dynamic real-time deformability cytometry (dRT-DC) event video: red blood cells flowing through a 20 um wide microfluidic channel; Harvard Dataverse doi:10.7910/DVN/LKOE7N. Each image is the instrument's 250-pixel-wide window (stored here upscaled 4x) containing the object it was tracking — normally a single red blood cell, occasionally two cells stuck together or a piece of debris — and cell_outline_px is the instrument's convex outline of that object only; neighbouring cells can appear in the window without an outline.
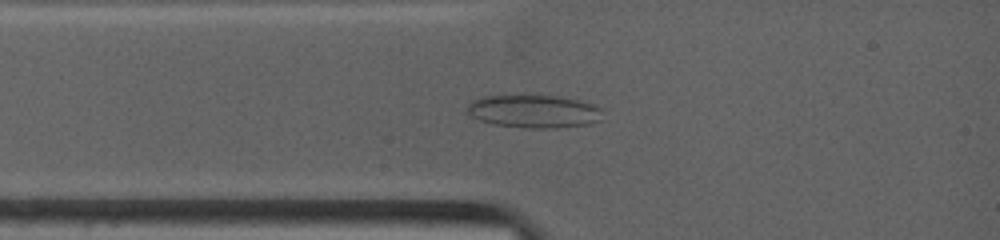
{"species": "common noctule bat (a hibernating species)", "species_latin": "Nyctalus noctula", "temperature_condition": "warm", "stored_images_in_passage": 47, "camera_frame_rate_fps": 4500, "um_per_image_px": 0.085, "animal": {"sex": "female", "body_mass_g": 19.0, "forearm_length_mm": 53.3}, "frame": {"image": 1, "passage_image": 11, "time_ms": 1.778, "image_size_px": [1000, 240], "cell_outline_px": [[604, 120], [588, 124], [548, 128], [524, 128], [492, 124], [480, 120], [464, 112], [468, 104], [472, 100], [484, 96], [520, 92], [556, 96], [580, 100], [596, 104], [600, 108]], "centroid_in_image_um": [45.34, 9.41], "position_along_channel_um": 39.7, "area_um2": 27.22}}
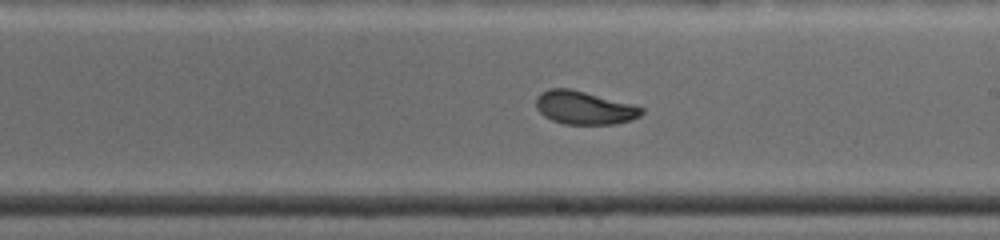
{"frame": {"image": 2, "passage_image": 27, "time_ms": 6.889, "image_size_px": [1000, 240], "cell_outline_px": [[644, 112], [640, 116], [632, 120], [616, 124], [564, 124], [552, 120], [544, 116], [536, 108], [536, 96], [540, 92], [548, 88], [572, 88], [636, 104], [644, 108]], "centroid_in_image_um": [49.69, 9.14], "position_along_channel_um": 239.3, "area_um2": 20.98}}
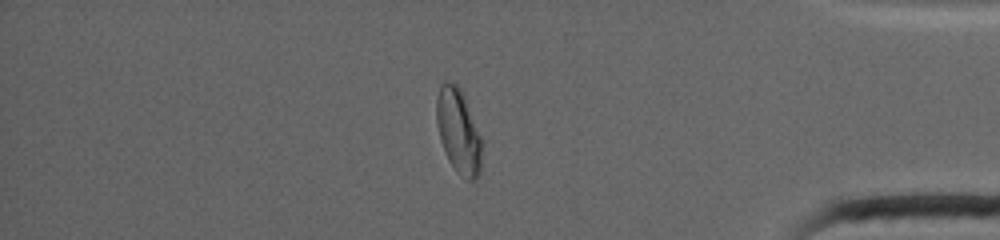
{"frame": {"image": 3, "passage_image": 43, "time_ms": 11.778, "image_size_px": [1000, 240], "cell_outline_px": [[484, 144], [480, 172], [476, 180], [468, 180], [460, 176], [456, 172], [448, 160], [440, 140], [436, 124], [436, 100], [440, 84], [444, 80], [452, 80], [460, 88], [464, 96]], "centroid_in_image_um": [38.97, 11.16], "position_along_channel_um": 396.2, "area_um2": 22.95}, "authors_computed_cell_mechanics": {"area_um2": 21.4438, "velocity_mm_per_s": 3.9272, "shape_relaxation_time_tau1_ms": 8.0225, "shape_relaxation_time_tau2_ms": 0.6947, "deformation_change_tau1": 0.1905, "deformation_change_tau2": 0.0461}}